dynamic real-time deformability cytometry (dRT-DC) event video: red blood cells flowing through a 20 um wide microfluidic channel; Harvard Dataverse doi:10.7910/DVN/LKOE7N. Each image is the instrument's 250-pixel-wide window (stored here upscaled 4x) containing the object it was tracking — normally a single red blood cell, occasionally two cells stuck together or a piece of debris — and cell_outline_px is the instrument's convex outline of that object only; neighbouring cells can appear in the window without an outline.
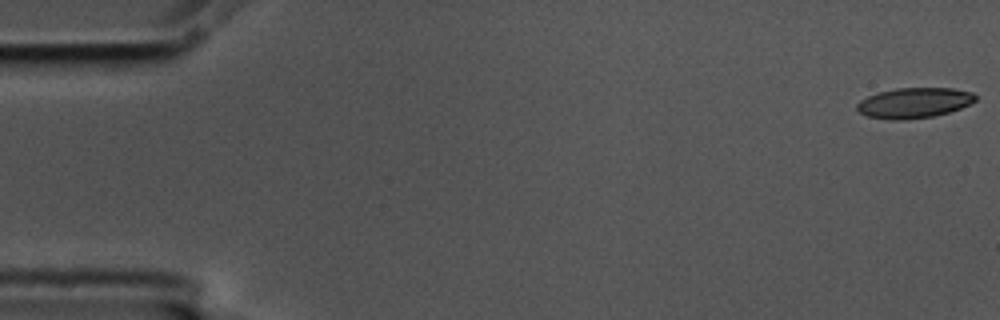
{"species": "common noctule bat (a hibernating species)", "species_latin": "Nyctalus noctula", "temperature_condition": "cold", "stored_images_in_passage": 57, "camera_frame_rate_fps": 3000, "um_per_image_px": 0.085, "animal": {"sex": "male", "body_mass_g": 17.5, "forearm_length_mm": 52.3}, "frame": {"image": 1, "passage_image": 1, "time_ms": 0.0, "image_size_px": [1000, 320], "cell_outline_px": [[976, 100], [960, 108], [948, 112], [932, 116], [904, 120], [888, 120], [868, 116], [860, 112], [856, 108], [856, 104], [860, 100], [876, 92], [896, 88], [952, 88], [972, 92], [976, 96]], "centroid_in_image_um": [77.66, 8.74], "position_along_channel_um": 7.3, "area_um2": 20.92}}
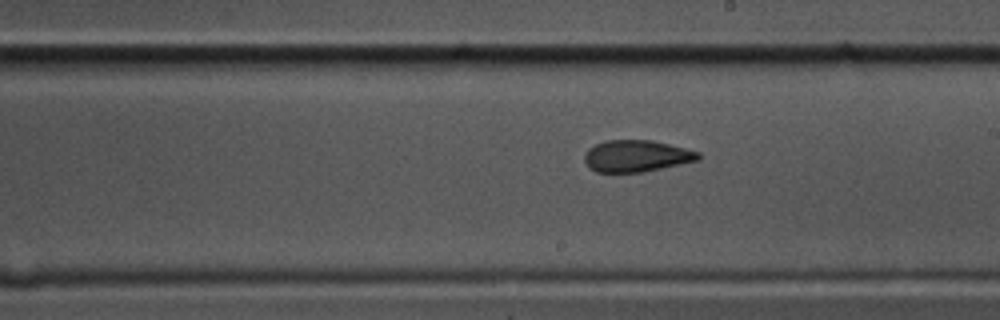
{"frame": {"image": 2, "passage_image": 32, "time_ms": 10.333, "image_size_px": [1000, 320], "cell_outline_px": [[700, 160], [644, 172], [596, 172], [584, 160], [584, 156], [588, 148], [604, 140], [652, 140], [700, 152]], "centroid_in_image_um": [54.11, 13.26], "position_along_channel_um": 234.9, "area_um2": 20.98}}
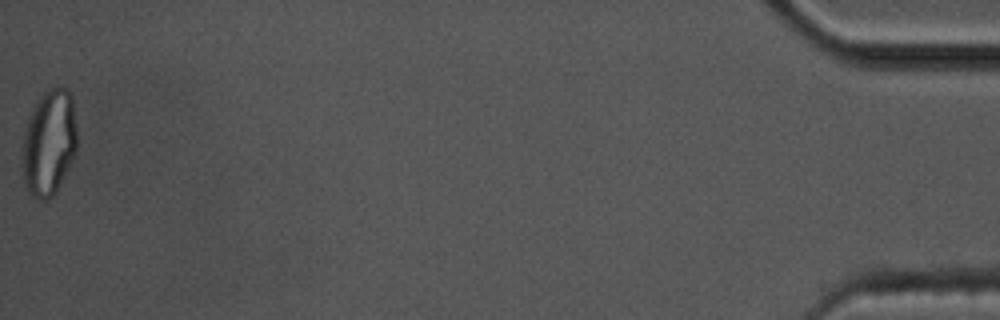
{"frame": {"image": 3, "passage_image": 57, "time_ms": 18.667, "image_size_px": [1000, 320], "cell_outline_px": [[76, 152], [56, 192], [48, 200], [36, 200], [28, 192], [24, 184], [20, 164], [24, 132], [28, 116], [32, 108], [40, 96], [44, 92], [56, 84], [68, 88], [72, 96], [76, 128]], "centroid_in_image_um": [4.13, 12.13], "position_along_channel_um": 431.1, "area_um2": 34.62}, "authors_computed_cell_mechanics": {"area_um2": 21.7328, "velocity_mm_per_s": 3.5405, "shape_relaxation_time_tau1_ms": 6.0623, "shape_relaxation_time_tau2_ms": 2.1582, "deformation_change_tau1": 0.1599, "deformation_change_tau2": 0.0793}}